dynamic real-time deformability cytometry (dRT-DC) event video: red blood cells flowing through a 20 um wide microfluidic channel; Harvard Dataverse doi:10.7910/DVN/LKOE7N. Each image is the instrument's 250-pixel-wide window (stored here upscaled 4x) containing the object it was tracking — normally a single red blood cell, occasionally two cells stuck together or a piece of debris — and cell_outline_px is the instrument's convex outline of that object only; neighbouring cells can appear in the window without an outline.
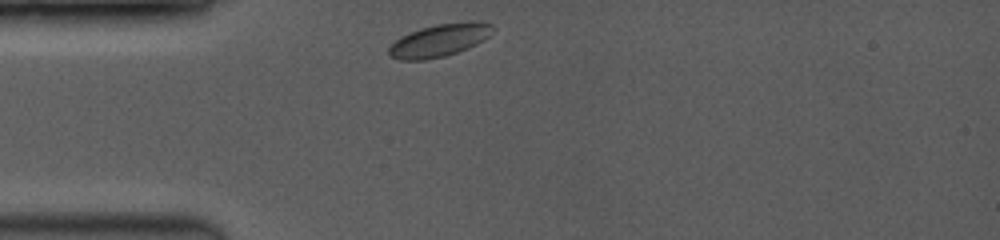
{"species": "common noctule bat (a hibernating species)", "species_latin": "Nyctalus noctula", "temperature_condition": "room temperature", "stored_images_in_passage": 26, "camera_frame_rate_fps": 3500, "um_per_image_px": 0.085, "animal": {"sex": "female", "body_mass_g": 19.0, "forearm_length_mm": 53.3}, "frame": {"image": 1, "passage_image": 1, "time_ms": 0.0, "image_size_px": [1000, 240], "cell_outline_px": [[496, 28], [484, 40], [468, 48], [444, 56], [424, 60], [400, 60], [392, 56], [388, 52], [388, 48], [400, 36], [420, 28], [436, 24], [472, 20], [476, 20], [492, 24]], "centroid_in_image_um": [37.39, 3.4], "position_along_channel_um": 47.6, "area_um2": 19.88}}
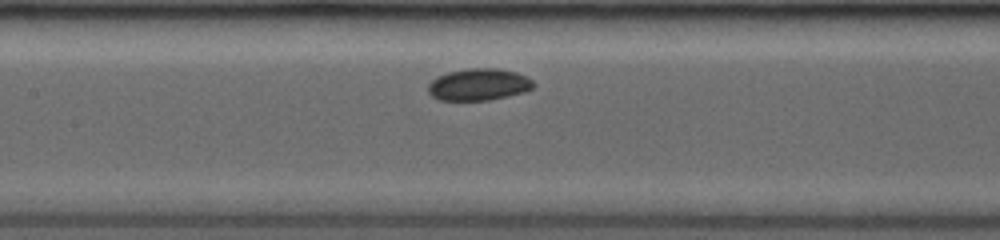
{"frame": {"image": 2, "passage_image": 10, "time_ms": 3.429, "image_size_px": [1000, 240], "cell_outline_px": [[536, 84], [532, 88], [524, 92], [508, 96], [488, 100], [440, 100], [432, 96], [428, 92], [428, 84], [436, 76], [448, 72], [468, 68], [496, 68], [516, 72], [532, 80]], "centroid_in_image_um": [40.67, 7.18], "position_along_channel_um": 166.7, "area_um2": 19.59}}
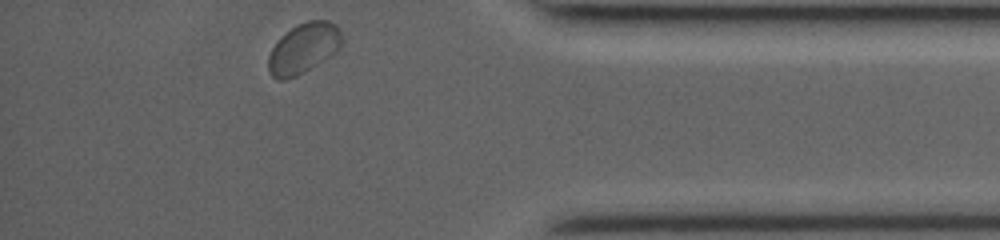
{"frame": {"image": 3, "passage_image": 25, "time_ms": 10.0, "image_size_px": [1000, 240], "cell_outline_px": [[340, 48], [336, 52], [324, 60], [304, 72], [296, 76], [284, 80], [276, 80], [272, 76], [268, 68], [268, 56], [272, 48], [280, 36], [296, 24], [308, 20], [328, 20], [336, 24], [340, 28]], "centroid_in_image_um": [25.78, 4.09], "position_along_channel_um": 409.4, "area_um2": 21.62}}